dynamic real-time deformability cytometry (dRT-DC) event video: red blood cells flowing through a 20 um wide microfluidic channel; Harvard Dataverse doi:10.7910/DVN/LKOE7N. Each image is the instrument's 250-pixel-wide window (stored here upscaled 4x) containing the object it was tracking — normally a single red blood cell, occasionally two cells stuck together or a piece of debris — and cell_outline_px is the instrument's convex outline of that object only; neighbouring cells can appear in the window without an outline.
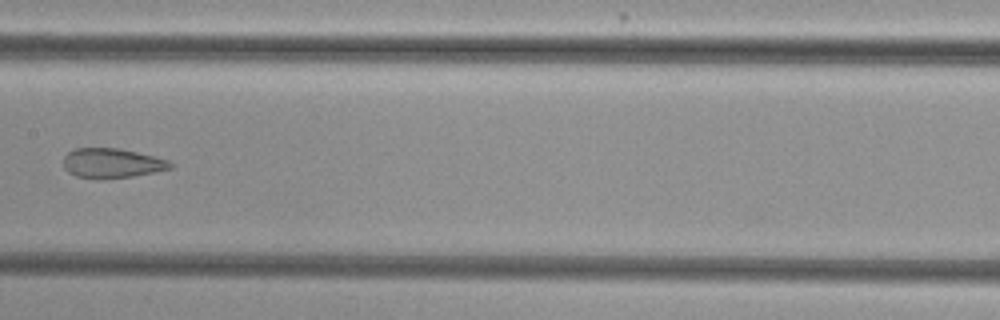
{"species": "common noctule bat (a hibernating species)", "species_latin": "Nyctalus noctula", "temperature_condition": "cold", "stored_images_in_passage": 9, "camera_frame_rate_fps": 3000, "um_per_image_px": 0.085, "animal": {"sex": "female", "body_mass_g": 29.2, "forearm_length_mm": 56.3}, "frame": {"image": 1, "passage_image": 8, "time_ms": 9.333, "image_size_px": [1000, 320], "cell_outline_px": [[172, 168], [156, 172], [132, 176], [104, 180], [96, 180], [76, 176], [68, 172], [64, 168], [64, 156], [68, 152], [76, 148], [120, 148], [156, 156], [168, 160], [172, 164]], "centroid_in_image_um": [9.51, 13.88], "position_along_channel_um": 197.9, "area_um2": 18.84}}
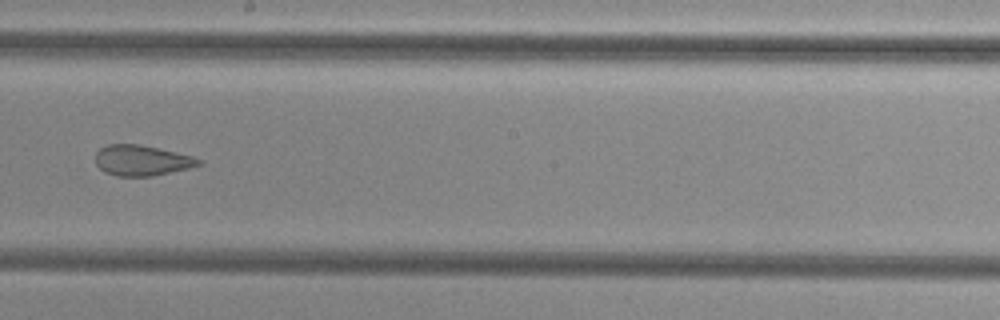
{"frame": {"image": 2, "passage_image": 9, "time_ms": 10.333, "image_size_px": [1000, 320], "cell_outline_px": [[200, 164], [188, 168], [152, 176], [116, 176], [104, 172], [96, 164], [96, 152], [100, 148], [108, 144], [140, 144], [192, 156], [200, 160]], "centroid_in_image_um": [11.99, 13.63], "position_along_channel_um": 236.2, "area_um2": 18.15}}